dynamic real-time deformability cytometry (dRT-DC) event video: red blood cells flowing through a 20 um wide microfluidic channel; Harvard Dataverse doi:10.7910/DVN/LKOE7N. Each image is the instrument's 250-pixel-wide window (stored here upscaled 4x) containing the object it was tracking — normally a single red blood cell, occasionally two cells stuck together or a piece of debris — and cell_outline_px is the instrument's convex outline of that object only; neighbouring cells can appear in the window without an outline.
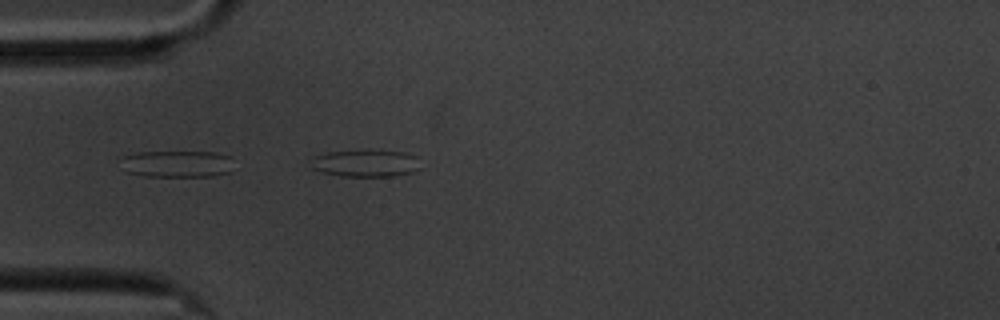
{"species": "common noctule bat (a hibernating species)", "species_latin": "Nyctalus noctula", "temperature_condition": "cold", "stored_images_in_passage": 2, "camera_frame_rate_fps": 3000, "um_per_image_px": 0.085, "animal": {"sex": "male", "body_mass_g": 20.1, "forearm_length_mm": 53.5}, "frame": {"image": 1, "passage_image": 2, "time_ms": 1.333, "image_size_px": [1000, 320], "cell_outline_px": [[416, 168], [412, 172], [392, 176], [340, 176], [320, 172], [308, 168], [312, 156], [328, 152], [404, 152], [416, 156]], "centroid_in_image_um": [30.93, 13.91], "position_along_channel_um": 54.1, "area_um2": 16.76}}